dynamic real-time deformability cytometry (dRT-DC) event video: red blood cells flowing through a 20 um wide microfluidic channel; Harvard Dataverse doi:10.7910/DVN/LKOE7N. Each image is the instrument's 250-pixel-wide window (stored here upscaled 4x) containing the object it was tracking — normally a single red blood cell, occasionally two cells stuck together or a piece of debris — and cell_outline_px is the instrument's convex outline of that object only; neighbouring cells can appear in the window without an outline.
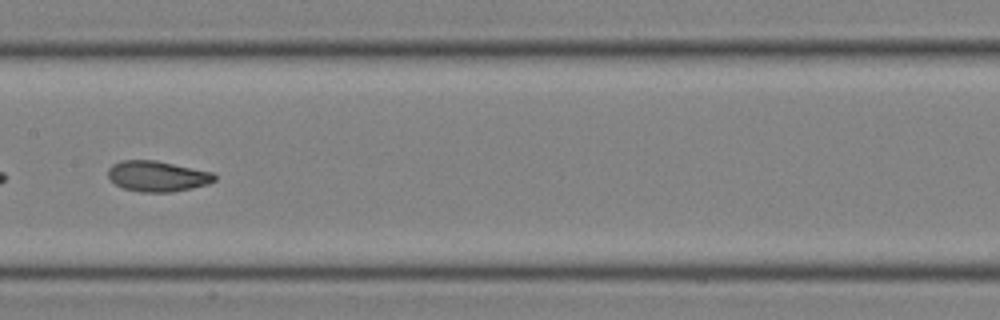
{"species": "common noctule bat (a hibernating species)", "species_latin": "Nyctalus noctula", "temperature_condition": "room temperature", "stored_images_in_passage": 28, "camera_frame_rate_fps": 3000, "um_per_image_px": 0.085, "animal": {"sex": "male", "body_mass_g": 19.0, "forearm_length_mm": 50.8}, "frame": {"image": 1, "passage_image": 9, "time_ms": 2.667, "image_size_px": [1000, 320], "cell_outline_px": [[216, 180], [208, 184], [192, 188], [172, 192], [140, 192], [124, 188], [116, 184], [108, 176], [108, 168], [112, 164], [120, 160], [156, 160], [212, 172], [216, 176]], "centroid_in_image_um": [13.38, 14.97], "position_along_channel_um": 194.0, "area_um2": 19.02}}